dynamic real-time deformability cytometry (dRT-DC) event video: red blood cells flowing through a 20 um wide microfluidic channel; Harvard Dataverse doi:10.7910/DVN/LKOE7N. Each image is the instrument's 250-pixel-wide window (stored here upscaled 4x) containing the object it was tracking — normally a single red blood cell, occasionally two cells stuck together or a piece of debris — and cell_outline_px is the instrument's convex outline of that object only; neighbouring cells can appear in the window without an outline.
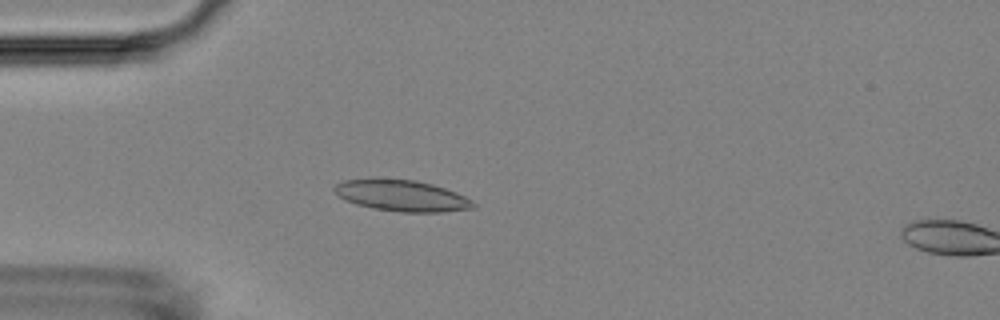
{"species": "Egyptian fruit bat (a non-hibernating species)", "species_latin": "Rousettus aegyptiacus", "temperature_condition": "room temperature", "stored_images_in_passage": 17, "camera_frame_rate_fps": 3000, "um_per_image_px": 0.085, "animal": {"sex": "female"}, "frame": {"image": 1, "passage_image": 15, "time_ms": 4.667, "image_size_px": [1000, 320], "cell_outline_px": [[476, 208], [440, 212], [400, 212], [372, 208], [356, 204], [344, 200], [332, 188], [336, 184], [344, 180], [372, 176], [376, 176], [416, 180], [432, 184], [456, 192], [472, 200], [476, 204]], "centroid_in_image_um": [34.11, 16.59], "position_along_channel_um": 50.9, "area_um2": 25.95}}